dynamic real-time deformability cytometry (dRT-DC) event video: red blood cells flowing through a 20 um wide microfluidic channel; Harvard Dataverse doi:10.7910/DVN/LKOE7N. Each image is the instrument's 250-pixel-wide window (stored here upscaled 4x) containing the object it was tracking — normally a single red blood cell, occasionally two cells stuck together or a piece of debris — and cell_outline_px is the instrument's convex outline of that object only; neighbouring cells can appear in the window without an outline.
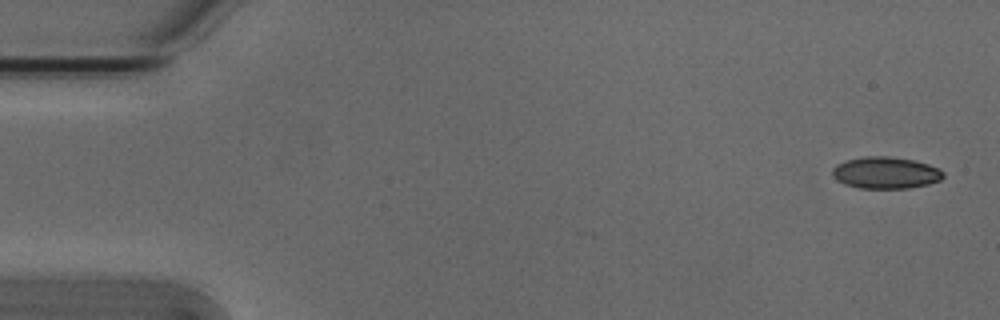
{"species": "Egyptian fruit bat (a non-hibernating species)", "species_latin": "Rousettus aegyptiacus", "temperature_condition": "cold", "stored_images_in_passage": 5, "camera_frame_rate_fps": 3000, "um_per_image_px": 0.085, "animal": {"sex": "male"}, "frame": {"image": 1, "passage_image": 1, "time_ms": 0.0, "image_size_px": [1000, 320], "cell_outline_px": [[944, 176], [940, 180], [928, 184], [908, 188], [860, 188], [844, 184], [836, 180], [832, 176], [832, 168], [836, 164], [844, 160], [864, 156], [888, 156], [912, 160], [928, 164], [940, 168], [944, 172]], "centroid_in_image_um": [75.25, 14.68], "position_along_channel_um": 9.7, "area_um2": 20.69}}
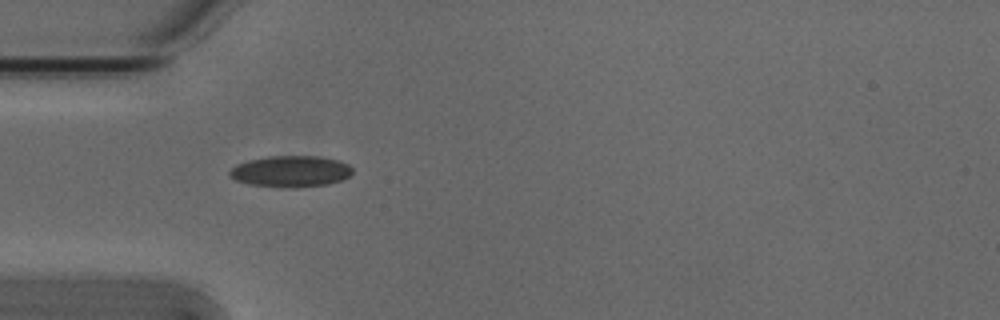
{"frame": {"image": 2, "passage_image": 5, "time_ms": 1.333, "image_size_px": [1000, 320], "cell_outline_px": [[352, 172], [348, 176], [340, 180], [328, 184], [296, 188], [276, 188], [248, 184], [236, 180], [228, 176], [228, 172], [236, 164], [248, 160], [268, 156], [316, 156], [340, 160], [348, 164], [352, 168]], "centroid_in_image_um": [24.67, 14.58], "position_along_channel_um": 60.3, "area_um2": 22.72}}